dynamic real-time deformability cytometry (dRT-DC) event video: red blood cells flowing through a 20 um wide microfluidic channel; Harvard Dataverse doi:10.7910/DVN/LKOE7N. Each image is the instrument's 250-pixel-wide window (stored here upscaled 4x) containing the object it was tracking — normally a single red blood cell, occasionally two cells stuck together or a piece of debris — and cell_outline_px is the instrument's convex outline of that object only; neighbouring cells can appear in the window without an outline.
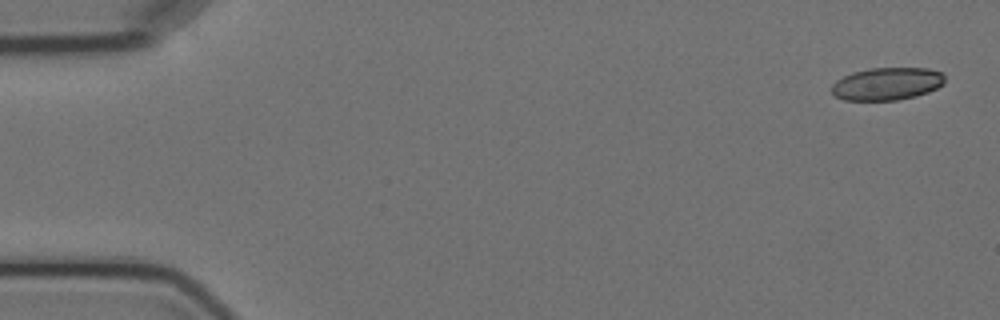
{"species": "Egyptian fruit bat (a non-hibernating species)", "species_latin": "Rousettus aegyptiacus", "temperature_condition": "cold", "stored_images_in_passage": 8, "camera_frame_rate_fps": 3000, "um_per_image_px": 0.085, "animal": {"sex": "female"}, "frame": {"image": 1, "passage_image": 1, "time_ms": 0.0, "image_size_px": [1000, 320], "cell_outline_px": [[944, 84], [928, 92], [916, 96], [896, 100], [844, 100], [836, 96], [832, 92], [832, 84], [836, 80], [852, 72], [872, 68], [928, 68], [944, 72]], "centroid_in_image_um": [75.42, 7.11], "position_along_channel_um": 9.6, "area_um2": 21.56}}
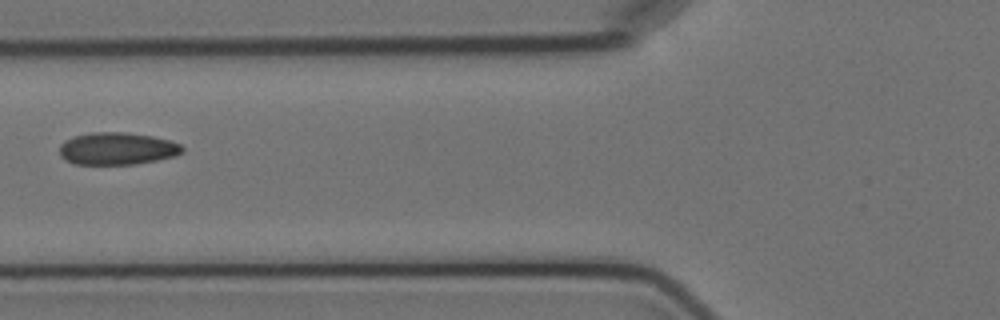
{"frame": {"image": 2, "passage_image": 6, "time_ms": 6.667, "image_size_px": [1000, 320], "cell_outline_px": [[184, 152], [176, 156], [136, 164], [76, 164], [60, 156], [60, 144], [64, 140], [72, 136], [92, 132], [128, 132], [152, 136], [168, 140], [180, 144], [184, 148]], "centroid_in_image_um": [9.97, 12.62], "position_along_channel_um": 115.8, "area_um2": 23.24}}
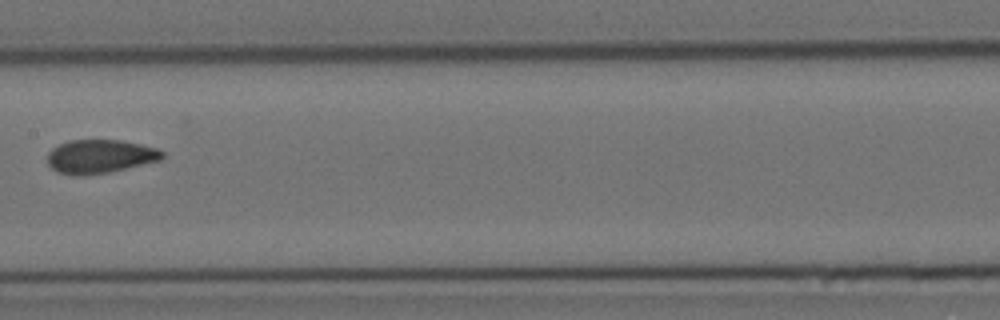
{"frame": {"image": 3, "passage_image": 8, "time_ms": 9.0, "image_size_px": [1000, 320], "cell_outline_px": [[164, 156], [160, 160], [108, 172], [84, 176], [72, 176], [56, 172], [48, 164], [48, 152], [52, 148], [68, 140], [120, 140], [140, 144], [156, 148], [164, 152]], "centroid_in_image_um": [8.46, 13.3], "position_along_channel_um": 198.9, "area_um2": 22.54}}